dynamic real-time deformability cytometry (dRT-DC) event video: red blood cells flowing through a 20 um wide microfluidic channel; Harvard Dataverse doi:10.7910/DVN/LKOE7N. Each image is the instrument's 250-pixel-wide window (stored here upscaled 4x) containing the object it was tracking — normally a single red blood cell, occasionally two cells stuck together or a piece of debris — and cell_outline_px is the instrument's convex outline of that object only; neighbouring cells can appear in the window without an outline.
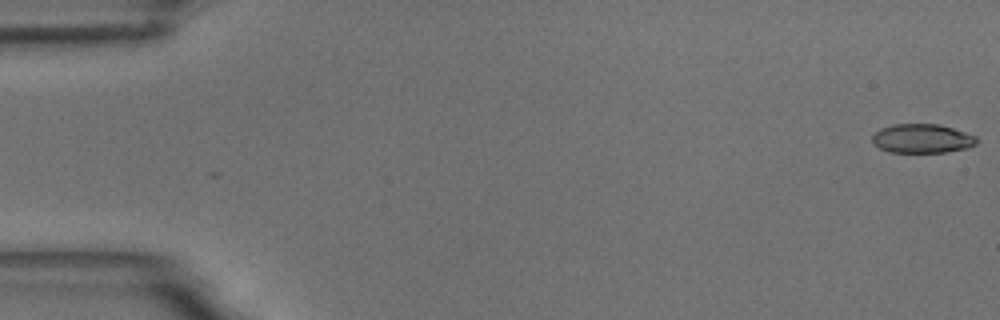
{"species": "common noctule bat (a hibernating species)", "species_latin": "Nyctalus noctula", "temperature_condition": "room temperature", "stored_images_in_passage": 2, "camera_frame_rate_fps": 3000, "um_per_image_px": 0.085, "animal": {"sex": "male", "body_mass_g": 18.8}, "frame": {"image": 1, "passage_image": 2, "time_ms": 0.333, "image_size_px": [1000, 320], "cell_outline_px": [[980, 140], [976, 144], [968, 148], [948, 152], [888, 152], [872, 144], [872, 136], [880, 128], [892, 124], [940, 124], [976, 136]], "centroid_in_image_um": [78.38, 11.78], "position_along_channel_um": 6.6, "area_um2": 17.86}}